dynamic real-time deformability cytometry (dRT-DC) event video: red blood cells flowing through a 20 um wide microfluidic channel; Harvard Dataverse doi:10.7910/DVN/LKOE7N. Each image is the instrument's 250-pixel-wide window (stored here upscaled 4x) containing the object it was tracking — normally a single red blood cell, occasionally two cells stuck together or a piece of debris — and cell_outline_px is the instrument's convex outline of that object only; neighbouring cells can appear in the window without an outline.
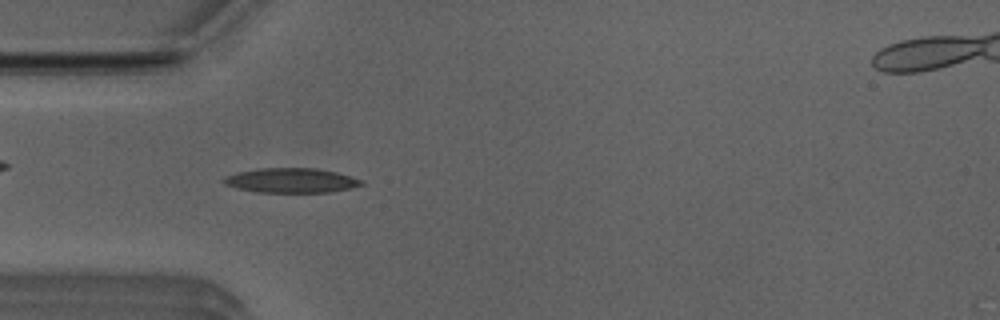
{"species": "Egyptian fruit bat (a non-hibernating species)", "species_latin": "Rousettus aegyptiacus", "temperature_condition": "room temperature", "stored_images_in_passage": 44, "camera_frame_rate_fps": 3000, "um_per_image_px": 0.085, "animal": {"sex": "male"}, "frame": {"image": 1, "passage_image": 8, "time_ms": 2.333, "image_size_px": [1000, 320], "cell_outline_px": [[364, 184], [352, 188], [332, 192], [256, 192], [224, 184], [220, 180], [228, 176], [240, 172], [260, 168], [316, 168], [336, 172], [364, 180]], "centroid_in_image_um": [24.81, 15.34], "position_along_channel_um": 60.2, "area_um2": 19.65}}
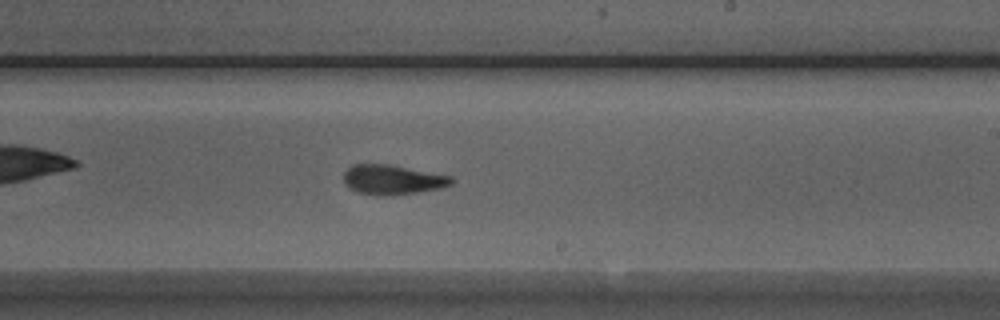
{"frame": {"image": 2, "passage_image": 23, "time_ms": 7.333, "image_size_px": [1000, 320], "cell_outline_px": [[452, 184], [440, 188], [392, 196], [376, 196], [356, 192], [348, 188], [344, 184], [344, 172], [352, 164], [388, 164], [452, 176]], "centroid_in_image_um": [33.31, 15.28], "position_along_channel_um": 255.7, "area_um2": 18.79}}
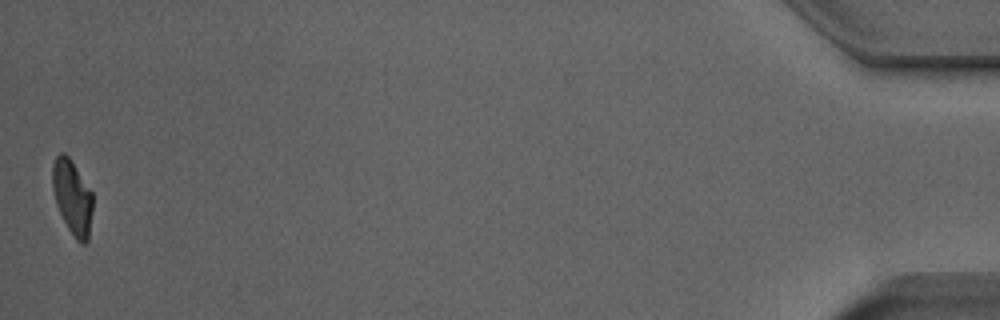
{"frame": {"image": 3, "passage_image": 44, "time_ms": 14.333, "image_size_px": [1000, 320], "cell_outline_px": [[92, 212], [88, 240], [84, 244], [80, 244], [76, 240], [68, 228], [56, 204], [52, 188], [52, 164], [56, 156], [60, 152], [64, 152], [72, 160], [92, 192]], "centroid_in_image_um": [6.14, 16.74], "position_along_channel_um": 429.1, "area_um2": 17.57}, "authors_computed_cell_mechanics": {"area_um2": 18.5827, "velocity_mm_per_s": 3.9296, "shape_relaxation_time_tau1_ms": 5.1639, "shape_relaxation_time_tau2_ms": 3.8145, "deformation_change_tau1": 0.1948, "deformation_change_tau2": 0.1141}}